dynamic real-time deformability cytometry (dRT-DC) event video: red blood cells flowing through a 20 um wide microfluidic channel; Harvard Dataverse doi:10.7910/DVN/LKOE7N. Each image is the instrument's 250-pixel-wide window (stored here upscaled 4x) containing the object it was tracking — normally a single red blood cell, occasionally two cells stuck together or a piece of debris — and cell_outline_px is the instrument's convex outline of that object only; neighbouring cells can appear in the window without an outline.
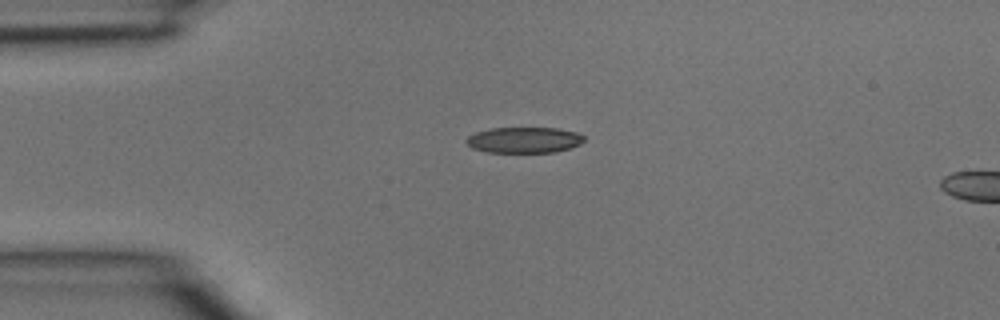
{"species": "common noctule bat (a hibernating species)", "species_latin": "Nyctalus noctula", "temperature_condition": "room temperature", "stored_images_in_passage": 2, "camera_frame_rate_fps": 3000, "um_per_image_px": 0.085, "animal": {"sex": "male", "body_mass_g": 15.6}, "frame": {"image": 1, "passage_image": 1, "time_ms": 0.0, "image_size_px": [1000, 320], "cell_outline_px": [[584, 140], [580, 144], [556, 152], [488, 152], [472, 148], [464, 140], [468, 136], [476, 132], [492, 128], [556, 128], [580, 132], [584, 136]], "centroid_in_image_um": [44.56, 11.89], "position_along_channel_um": 40.4, "area_um2": 17.74}}